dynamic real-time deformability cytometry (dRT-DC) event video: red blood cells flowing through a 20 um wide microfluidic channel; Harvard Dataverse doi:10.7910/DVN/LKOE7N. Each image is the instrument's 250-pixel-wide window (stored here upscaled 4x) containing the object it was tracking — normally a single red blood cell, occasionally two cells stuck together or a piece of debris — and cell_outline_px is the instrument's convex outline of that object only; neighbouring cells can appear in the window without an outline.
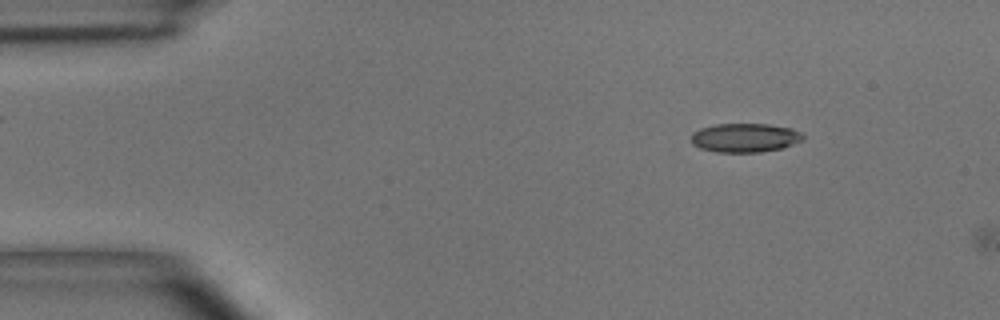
{"species": "common noctule bat (a hibernating species)", "species_latin": "Nyctalus noctula", "temperature_condition": "room temperature", "stored_images_in_passage": 2, "camera_frame_rate_fps": 3000, "um_per_image_px": 0.085, "animal": {"sex": "male", "body_mass_g": 15.6}, "frame": {"image": 1, "passage_image": 1, "time_ms": 0.0, "image_size_px": [1000, 320], "cell_outline_px": [[804, 140], [784, 148], [760, 152], [716, 152], [700, 148], [692, 144], [692, 132], [700, 128], [716, 124], [768, 124], [792, 128], [800, 132], [804, 136]], "centroid_in_image_um": [63.34, 11.71], "position_along_channel_um": 21.7, "area_um2": 19.02}}